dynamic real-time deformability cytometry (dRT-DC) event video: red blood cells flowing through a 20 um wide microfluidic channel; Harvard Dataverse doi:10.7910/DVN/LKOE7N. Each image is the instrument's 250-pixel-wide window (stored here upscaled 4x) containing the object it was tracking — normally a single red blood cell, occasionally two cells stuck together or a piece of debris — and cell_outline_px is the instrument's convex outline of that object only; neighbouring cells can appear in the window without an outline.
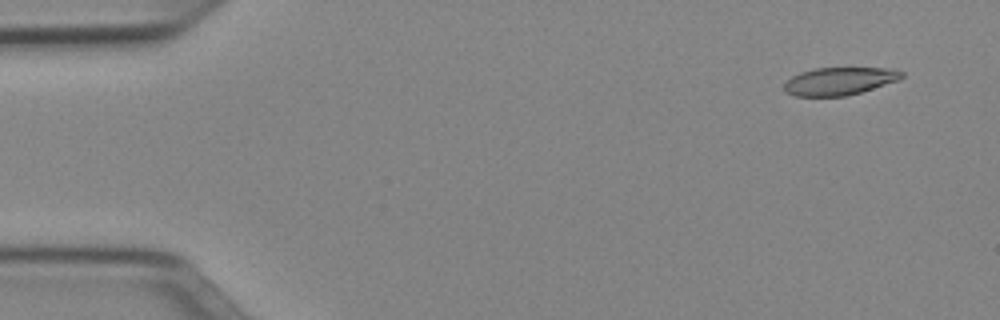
{"species": "Egyptian fruit bat (a non-hibernating species)", "species_latin": "Rousettus aegyptiacus", "temperature_condition": "cold", "stored_images_in_passage": 52, "camera_frame_rate_fps": 3000, "um_per_image_px": 0.085, "animal": {"sex": "female"}, "frame": {"image": 1, "passage_image": 4, "time_ms": 1.0, "image_size_px": [1000, 320], "cell_outline_px": [[904, 76], [900, 80], [848, 96], [796, 96], [784, 92], [784, 84], [792, 76], [800, 72], [816, 68], [892, 68], [904, 72]], "centroid_in_image_um": [71.38, 6.9], "position_along_channel_um": 13.6, "area_um2": 19.13}}
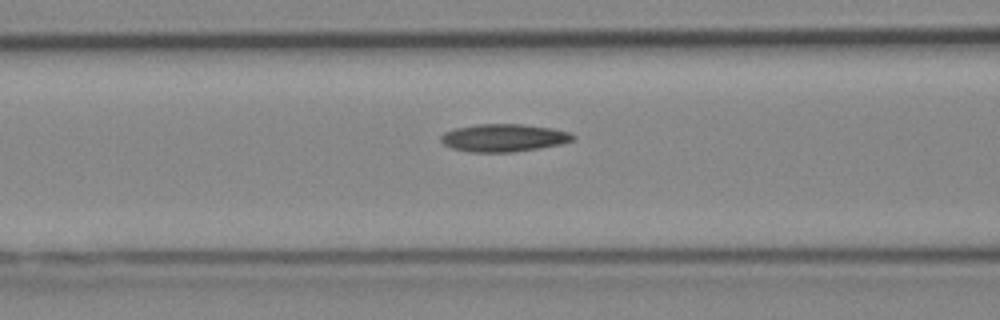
{"frame": {"image": 2, "passage_image": 21, "time_ms": 6.667, "image_size_px": [1000, 320], "cell_outline_px": [[576, 136], [572, 140], [560, 144], [512, 152], [468, 152], [452, 148], [444, 144], [440, 140], [440, 136], [444, 132], [456, 128], [476, 124], [520, 124], [552, 128], [568, 132]], "centroid_in_image_um": [42.77, 11.71], "position_along_channel_um": 123.8, "area_um2": 21.15}}
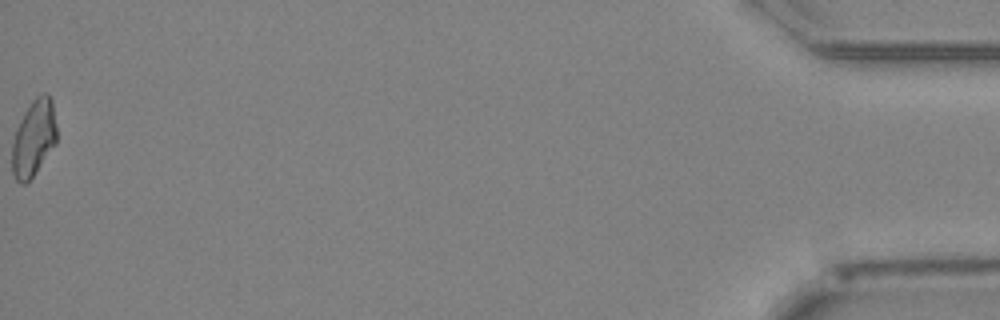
{"frame": {"image": 3, "passage_image": 52, "time_ms": 17.0, "image_size_px": [1000, 320], "cell_outline_px": [[56, 144], [32, 176], [24, 184], [20, 184], [16, 180], [12, 172], [12, 144], [16, 128], [24, 112], [32, 100], [36, 96], [44, 92], [48, 92], [52, 100], [56, 124]], "centroid_in_image_um": [2.86, 11.7], "position_along_channel_um": 432.3, "area_um2": 19.88}, "authors_computed_cell_mechanics": {"area_um2": 20.2589, "velocity_mm_per_s": 3.9548, "shape_relaxation_time_tau1_ms": null, "shape_relaxation_time_tau2_ms": 6.5964, "deformation_change_tau1": null, "deformation_change_tau2": 0.1654}}